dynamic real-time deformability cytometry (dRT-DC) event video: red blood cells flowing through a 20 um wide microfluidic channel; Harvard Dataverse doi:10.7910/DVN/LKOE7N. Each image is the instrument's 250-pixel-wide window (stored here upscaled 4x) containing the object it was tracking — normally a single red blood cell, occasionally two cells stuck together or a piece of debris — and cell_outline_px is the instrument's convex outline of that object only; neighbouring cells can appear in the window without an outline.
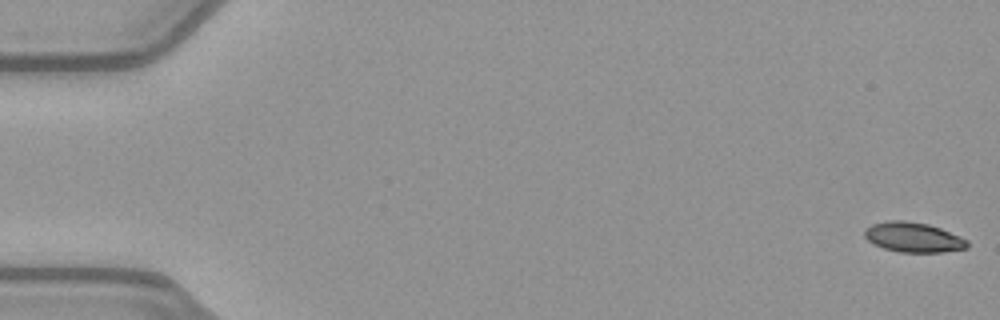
{"species": "common noctule bat (a hibernating species)", "species_latin": "Nyctalus noctula", "temperature_condition": "warm", "stored_images_in_passage": 52, "camera_frame_rate_fps": 3000, "um_per_image_px": 0.085, "animal": {"sex": "female", "body_mass_g": 21.9}, "frame": {"image": 1, "passage_image": 1, "time_ms": 0.0, "image_size_px": [1000, 320], "cell_outline_px": [[968, 248], [944, 252], [900, 252], [884, 248], [872, 244], [864, 236], [864, 228], [872, 224], [888, 220], [904, 220], [928, 224], [940, 228], [960, 236], [968, 240]], "centroid_in_image_um": [77.62, 20.16], "position_along_channel_um": 7.4, "area_um2": 18.03}}
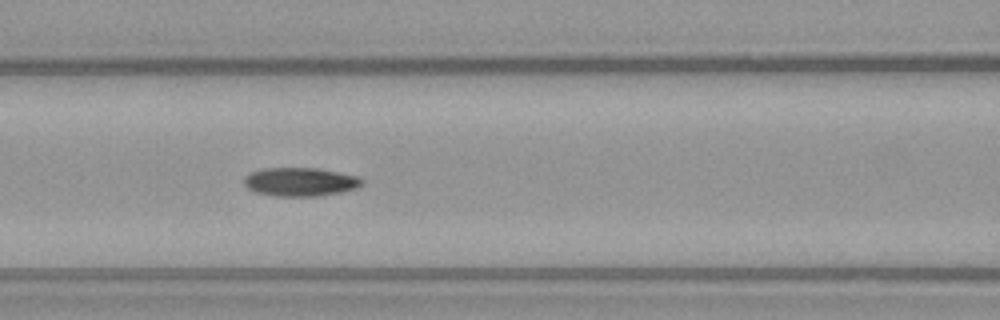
{"frame": {"image": 2, "passage_image": 23, "time_ms": 7.333, "image_size_px": [1000, 320], "cell_outline_px": [[364, 180], [356, 188], [344, 192], [320, 196], [272, 196], [256, 192], [248, 188], [244, 184], [244, 176], [248, 172], [260, 168], [320, 168], [340, 172], [356, 176]], "centroid_in_image_um": [25.49, 15.45], "position_along_channel_um": 141.1, "area_um2": 19.94}}
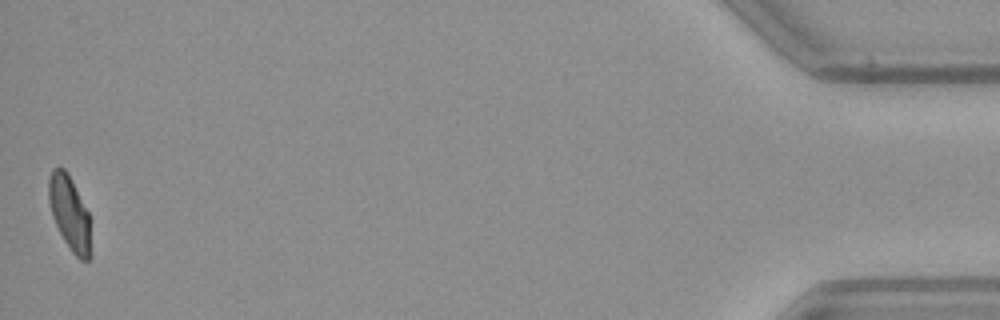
{"frame": {"image": 3, "passage_image": 52, "time_ms": 17.0, "image_size_px": [1000, 320], "cell_outline_px": [[92, 256], [88, 260], [80, 260], [72, 252], [64, 240], [52, 216], [48, 200], [48, 180], [52, 168], [64, 168], [68, 172], [88, 212]], "centroid_in_image_um": [5.92, 18.12], "position_along_channel_um": 429.3, "area_um2": 18.26}, "authors_computed_cell_mechanics": {"area_um2": 19.074, "velocity_mm_per_s": 3.989, "shape_relaxation_time_tau1_ms": 4.4035, "shape_relaxation_time_tau2_ms": 1.9532, "deformation_change_tau1": 0.1557, "deformation_change_tau2": 0.0668}}